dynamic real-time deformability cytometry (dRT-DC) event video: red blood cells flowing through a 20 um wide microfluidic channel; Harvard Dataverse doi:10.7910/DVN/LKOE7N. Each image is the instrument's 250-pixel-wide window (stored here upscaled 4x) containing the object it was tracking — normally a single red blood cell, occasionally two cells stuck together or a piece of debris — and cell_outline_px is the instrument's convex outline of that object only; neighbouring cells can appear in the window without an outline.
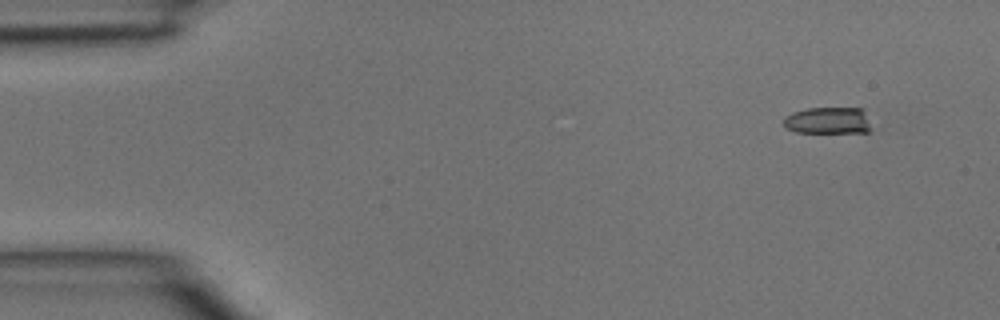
{"species": "common noctule bat (a hibernating species)", "species_latin": "Nyctalus noctula", "temperature_condition": "room temperature", "stored_images_in_passage": 6, "camera_frame_rate_fps": 3000, "um_per_image_px": 0.085, "animal": {"sex": "male", "body_mass_g": 15.6}, "frame": {"image": 1, "passage_image": 1, "time_ms": 0.0, "image_size_px": [1000, 320], "cell_outline_px": [[872, 128], [868, 132], [796, 132], [784, 128], [784, 116], [792, 112], [808, 108], [864, 108]], "centroid_in_image_um": [70.39, 10.24], "position_along_channel_um": 14.6, "area_um2": 13.87}}
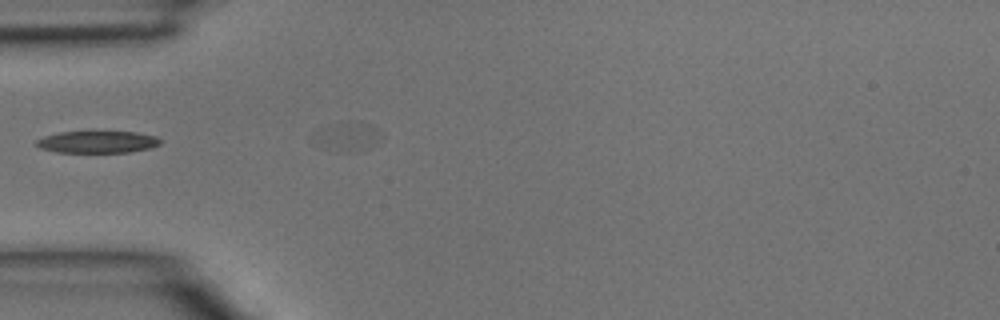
{"frame": {"image": 2, "passage_image": 4, "time_ms": 1.0, "image_size_px": [1000, 320], "cell_outline_px": [[160, 144], [148, 148], [128, 152], [56, 152], [40, 148], [36, 144], [36, 140], [44, 136], [60, 132], [136, 132], [156, 136], [160, 140]], "centroid_in_image_um": [8.26, 12.06], "position_along_channel_um": 76.7, "area_um2": 15.66}}
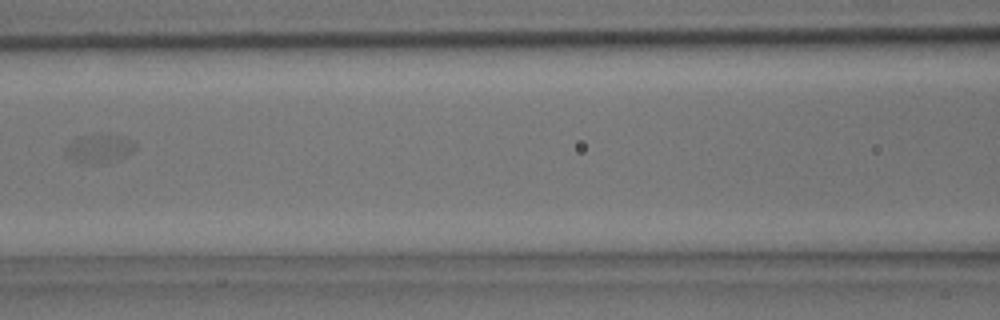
{"frame": {"image": 3, "passage_image": 6, "time_ms": 1.667, "image_size_px": [1000, 320], "cell_outline_px": [[136, 148], [132, 152], [124, 156], [104, 160], [76, 160], [68, 156], [64, 152], [64, 148], [68, 144], [80, 136], [108, 136], [128, 140], [136, 144]], "centroid_in_image_um": [8.39, 12.58], "position_along_channel_um": 158.2, "area_um2": 10.0}}